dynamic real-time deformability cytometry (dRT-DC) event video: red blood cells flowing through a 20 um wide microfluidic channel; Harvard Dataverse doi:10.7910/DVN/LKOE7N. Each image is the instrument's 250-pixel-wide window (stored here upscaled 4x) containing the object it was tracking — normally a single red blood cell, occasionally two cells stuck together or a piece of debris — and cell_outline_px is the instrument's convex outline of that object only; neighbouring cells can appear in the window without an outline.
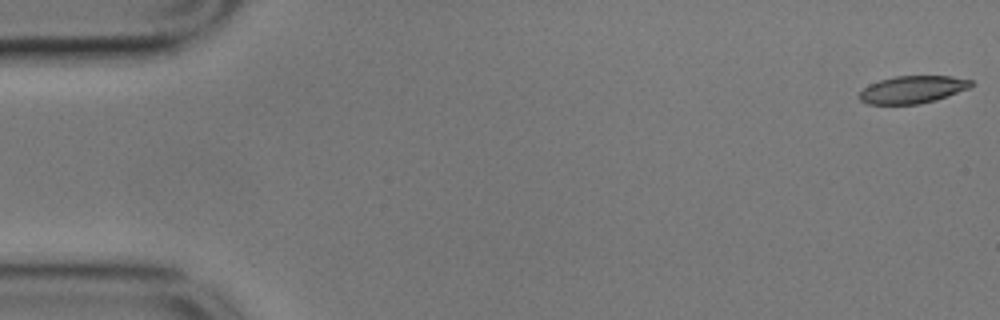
{"species": "common noctule bat (a hibernating species)", "species_latin": "Nyctalus noctula", "temperature_condition": "cold", "stored_images_in_passage": 56, "camera_frame_rate_fps": 3000, "um_per_image_px": 0.085, "animal": {"sex": "male", "body_mass_g": 17.9}, "frame": {"image": 1, "passage_image": 1, "time_ms": 0.0, "image_size_px": [1000, 320], "cell_outline_px": [[976, 84], [968, 88], [936, 100], [920, 104], [868, 104], [860, 100], [856, 96], [868, 84], [880, 80], [896, 76], [952, 76], [972, 80]], "centroid_in_image_um": [77.55, 7.61], "position_along_channel_um": 7.4, "area_um2": 17.98}}
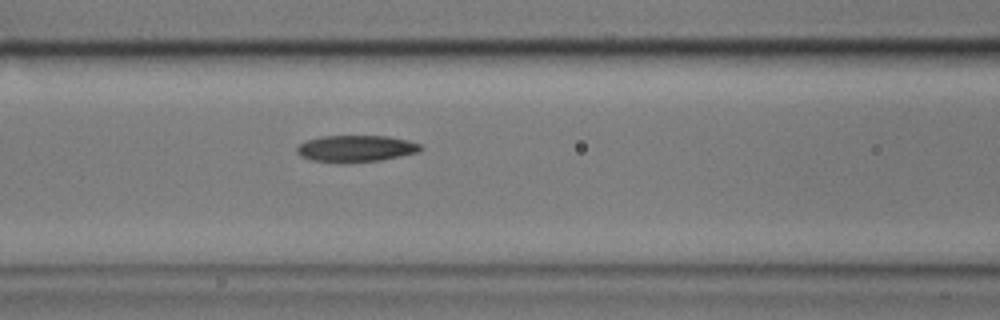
{"frame": {"image": 2, "passage_image": 23, "time_ms": 7.333, "image_size_px": [1000, 320], "cell_outline_px": [[424, 148], [420, 152], [380, 160], [344, 164], [340, 164], [312, 160], [300, 156], [296, 152], [296, 148], [300, 144], [308, 140], [320, 136], [388, 136], [408, 140], [420, 144]], "centroid_in_image_um": [30.25, 12.64], "position_along_channel_um": 136.3, "area_um2": 19.54}}
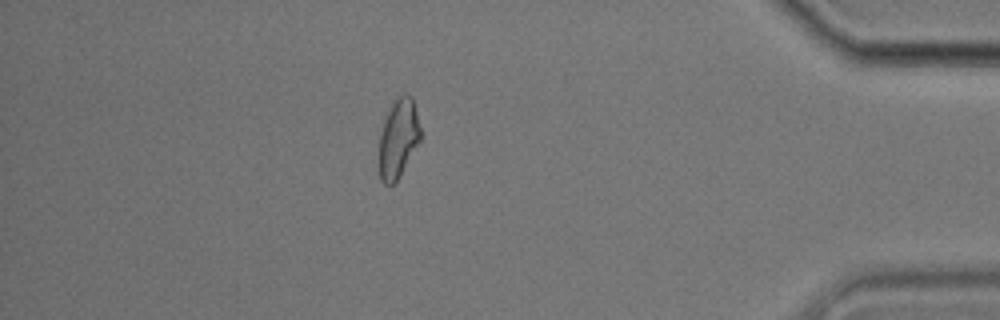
{"frame": {"image": 3, "passage_image": 49, "time_ms": 16.0, "image_size_px": [1000, 320], "cell_outline_px": [[420, 140], [400, 176], [392, 184], [384, 184], [380, 180], [380, 132], [384, 120], [392, 104], [404, 92], [412, 96], [420, 128]], "centroid_in_image_um": [33.86, 11.76], "position_along_channel_um": 401.3, "area_um2": 18.61}, "authors_computed_cell_mechanics": {"area_um2": 19.4208, "velocity_mm_per_s": 3.5424, "shape_relaxation_time_tau1_ms": 4.7397, "shape_relaxation_time_tau2_ms": null, "deformation_change_tau1": 0.1599, "deformation_change_tau2": null}}